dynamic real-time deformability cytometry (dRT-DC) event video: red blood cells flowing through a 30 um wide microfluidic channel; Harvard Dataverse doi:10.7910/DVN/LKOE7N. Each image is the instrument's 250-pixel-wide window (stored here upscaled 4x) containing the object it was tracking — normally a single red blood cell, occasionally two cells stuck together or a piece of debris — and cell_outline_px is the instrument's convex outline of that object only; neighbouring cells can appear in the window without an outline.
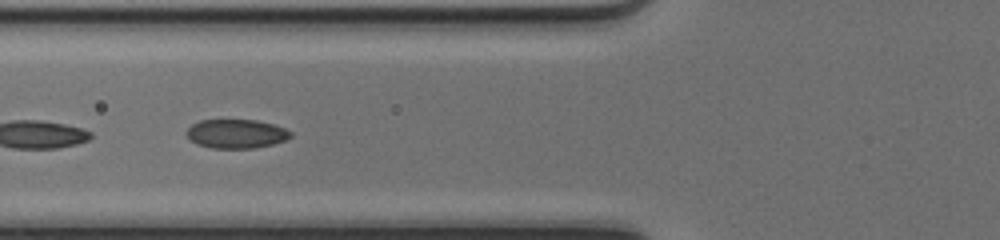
{"species": "common noctule bat (a hibernating species)", "species_latin": "Nyctalus noctula", "temperature_condition": "cold", "stored_images_in_passage": 38, "segment_of_instrument_passage": [2, 2], "camera_frame_rate_fps": 3000, "um_per_image_px": 0.085, "animal": {"sex": "female", "body_mass_g": 17.0, "forearm_length_mm": 48.0}, "frame": {"image": 1, "passage_image": 20, "time_ms": 6.333, "image_size_px": [1000, 240], "cell_outline_px": [[292, 136], [284, 140], [272, 144], [256, 148], [212, 148], [196, 144], [184, 132], [192, 124], [200, 120], [256, 120], [272, 124], [284, 128], [292, 132]], "centroid_in_image_um": [20.06, 11.37], "position_along_channel_um": 105.7, "area_um2": 17.51}}